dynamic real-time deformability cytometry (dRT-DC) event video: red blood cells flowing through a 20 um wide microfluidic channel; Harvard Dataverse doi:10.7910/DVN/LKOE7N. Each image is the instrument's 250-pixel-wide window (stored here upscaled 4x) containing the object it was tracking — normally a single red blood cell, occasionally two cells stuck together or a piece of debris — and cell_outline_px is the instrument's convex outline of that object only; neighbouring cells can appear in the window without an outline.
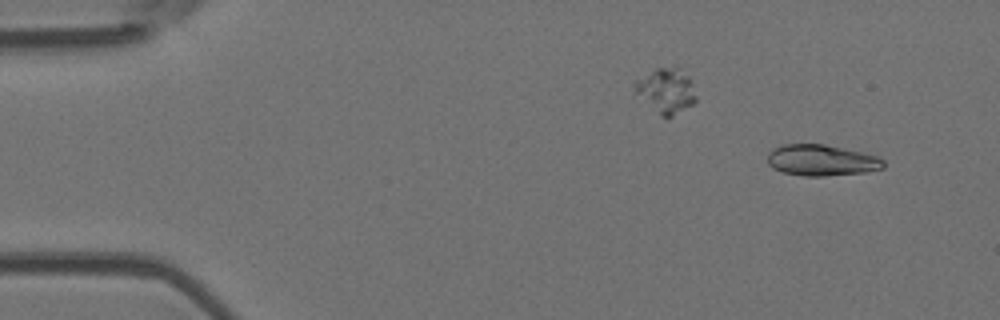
{"species": "Egyptian fruit bat (a non-hibernating species)", "species_latin": "Rousettus aegyptiacus", "temperature_condition": "room temperature", "stored_images_in_passage": 5, "camera_frame_rate_fps": 3000, "um_per_image_px": 0.085, "animal": {"sex": "female"}, "frame": {"image": 1, "passage_image": 1, "time_ms": 0.0, "image_size_px": [1000, 320], "cell_outline_px": [[884, 168], [864, 172], [824, 176], [804, 176], [784, 172], [772, 168], [768, 164], [768, 152], [772, 148], [784, 144], [824, 144], [864, 152], [880, 156], [884, 160]], "centroid_in_image_um": [69.84, 13.61], "position_along_channel_um": 15.2, "area_um2": 21.21}}
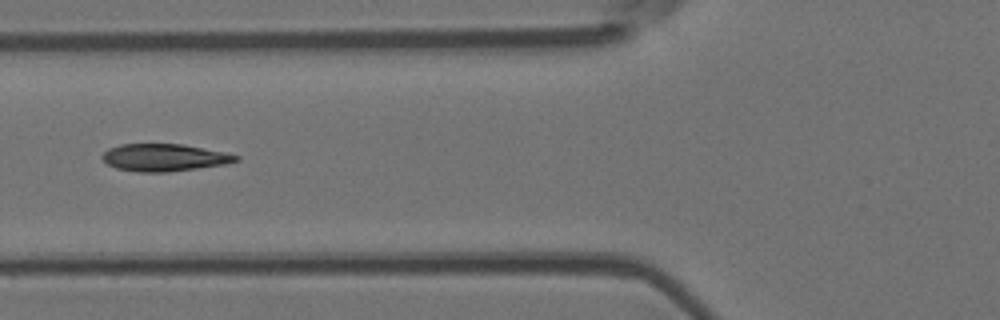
{"frame": {"image": 2, "passage_image": 5, "time_ms": 5.333, "image_size_px": [1000, 320], "cell_outline_px": [[240, 160], [224, 164], [168, 172], [140, 172], [116, 168], [108, 164], [100, 156], [108, 148], [120, 144], [184, 144], [224, 152], [240, 156]], "centroid_in_image_um": [13.95, 13.38], "position_along_channel_um": 111.9, "area_um2": 21.21}}